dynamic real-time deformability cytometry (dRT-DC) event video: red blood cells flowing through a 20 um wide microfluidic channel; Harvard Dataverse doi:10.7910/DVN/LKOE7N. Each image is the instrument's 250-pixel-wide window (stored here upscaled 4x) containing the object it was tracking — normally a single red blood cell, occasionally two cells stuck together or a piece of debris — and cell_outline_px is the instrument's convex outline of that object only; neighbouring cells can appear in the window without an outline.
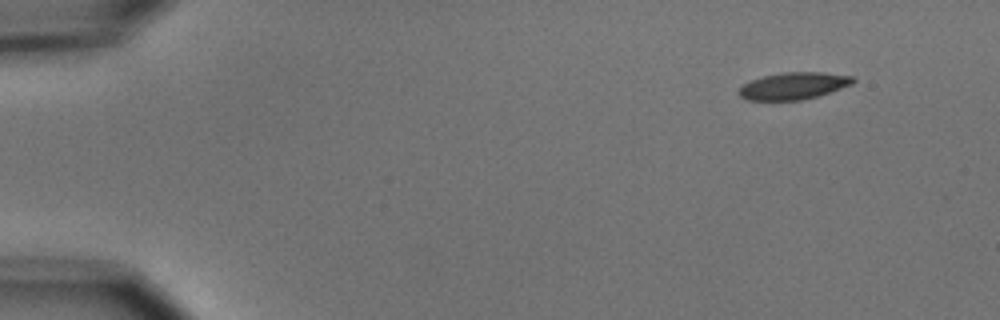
{"species": "common noctule bat (a hibernating species)", "species_latin": "Nyctalus noctula", "temperature_condition": "cold", "stored_images_in_passage": 4, "camera_frame_rate_fps": 3000, "um_per_image_px": 0.085, "animal": {"sex": "male", "body_mass_g": 15.6}, "frame": {"image": 1, "passage_image": 1, "time_ms": 0.0, "image_size_px": [1000, 320], "cell_outline_px": [[856, 80], [852, 84], [816, 96], [800, 100], [748, 100], [740, 96], [736, 92], [744, 84], [752, 80], [764, 76], [784, 72], [820, 72], [856, 76]], "centroid_in_image_um": [67.45, 7.29], "position_along_channel_um": 17.5, "area_um2": 17.8}}
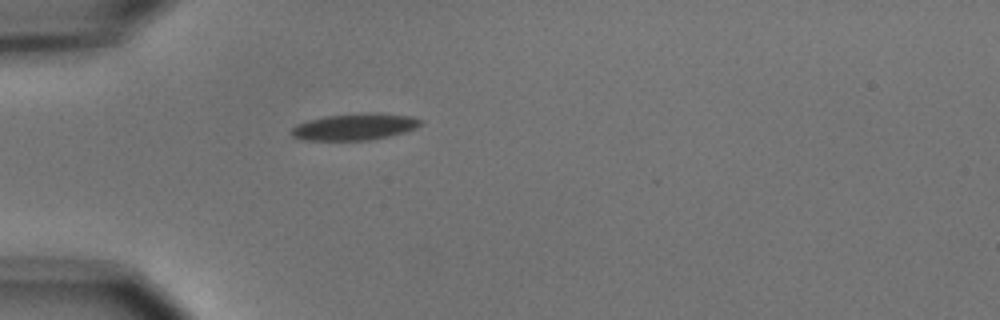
{"frame": {"image": 2, "passage_image": 4, "time_ms": 3.667, "image_size_px": [1000, 320], "cell_outline_px": [[420, 124], [416, 128], [404, 132], [372, 140], [304, 140], [292, 136], [292, 128], [296, 124], [308, 120], [324, 116], [368, 112], [376, 112], [412, 116], [420, 120]], "centroid_in_image_um": [30.14, 10.77], "position_along_channel_um": 54.9, "area_um2": 20.06}}